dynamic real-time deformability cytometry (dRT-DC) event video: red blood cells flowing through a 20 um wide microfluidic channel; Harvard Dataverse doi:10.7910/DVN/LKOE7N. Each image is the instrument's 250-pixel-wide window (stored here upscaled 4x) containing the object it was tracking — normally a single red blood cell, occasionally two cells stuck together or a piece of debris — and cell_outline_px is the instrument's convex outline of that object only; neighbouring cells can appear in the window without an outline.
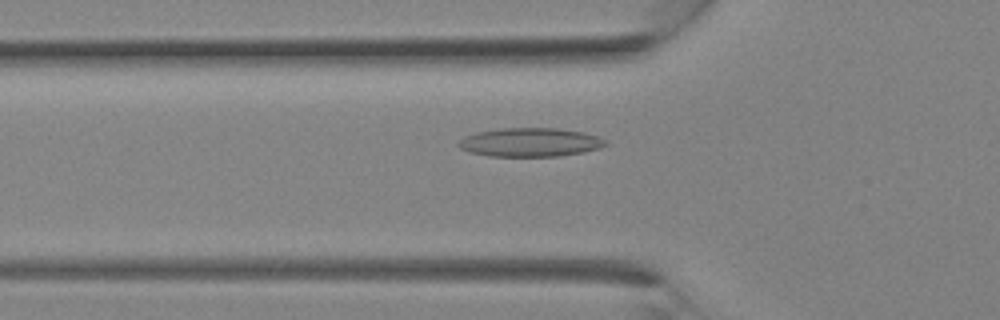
{"species": "Egyptian fruit bat (a non-hibernating species)", "species_latin": "Rousettus aegyptiacus", "temperature_condition": "room temperature", "stored_images_in_passage": 22, "camera_frame_rate_fps": 3000, "um_per_image_px": 0.085, "animal": {"sex": "female"}, "frame": {"image": 1, "passage_image": 3, "time_ms": 0.667, "image_size_px": [1000, 320], "cell_outline_px": [[608, 144], [600, 148], [584, 152], [560, 156], [488, 156], [468, 152], [460, 148], [456, 144], [464, 136], [476, 132], [500, 128], [556, 128], [584, 132], [608, 140]], "centroid_in_image_um": [45.06, 12.09], "position_along_channel_um": 80.7, "area_um2": 24.85}}
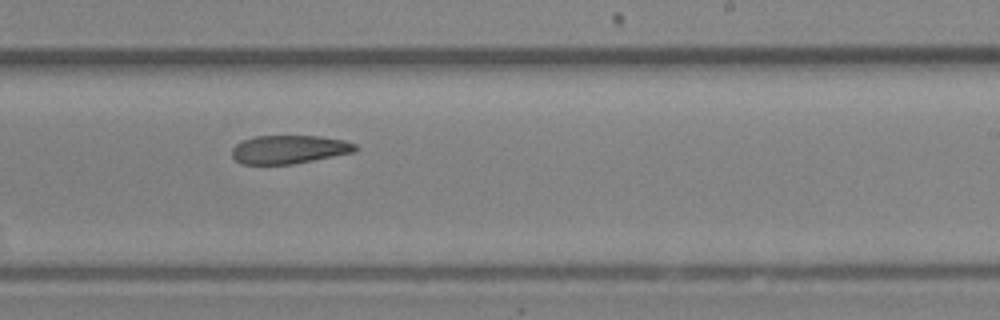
{"frame": {"image": 2, "passage_image": 11, "time_ms": 3.333, "image_size_px": [1000, 320], "cell_outline_px": [[360, 148], [356, 152], [292, 164], [244, 164], [236, 160], [232, 156], [232, 148], [236, 144], [244, 140], [256, 136], [320, 136], [344, 140], [356, 144]], "centroid_in_image_um": [24.62, 12.7], "position_along_channel_um": 264.4, "area_um2": 20.46}}
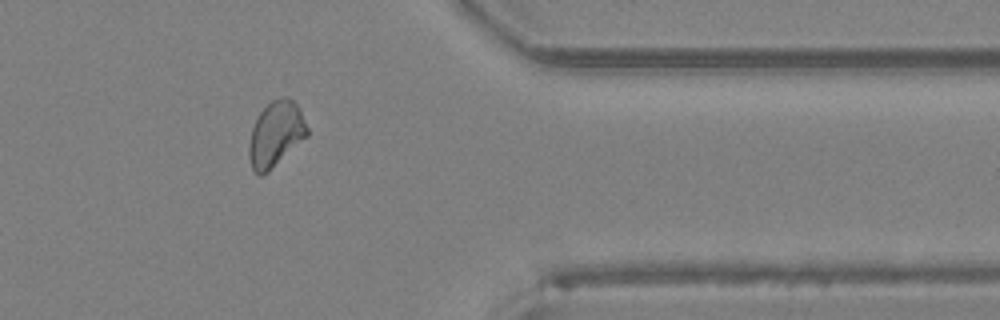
{"frame": {"image": 3, "passage_image": 17, "time_ms": 5.333, "image_size_px": [1000, 320], "cell_outline_px": [[308, 136], [268, 172], [260, 176], [252, 168], [248, 156], [248, 148], [252, 128], [260, 112], [272, 100], [284, 96], [288, 96], [296, 104], [308, 128]], "centroid_in_image_um": [23.44, 11.41], "position_along_channel_um": 388.0, "area_um2": 21.96}}